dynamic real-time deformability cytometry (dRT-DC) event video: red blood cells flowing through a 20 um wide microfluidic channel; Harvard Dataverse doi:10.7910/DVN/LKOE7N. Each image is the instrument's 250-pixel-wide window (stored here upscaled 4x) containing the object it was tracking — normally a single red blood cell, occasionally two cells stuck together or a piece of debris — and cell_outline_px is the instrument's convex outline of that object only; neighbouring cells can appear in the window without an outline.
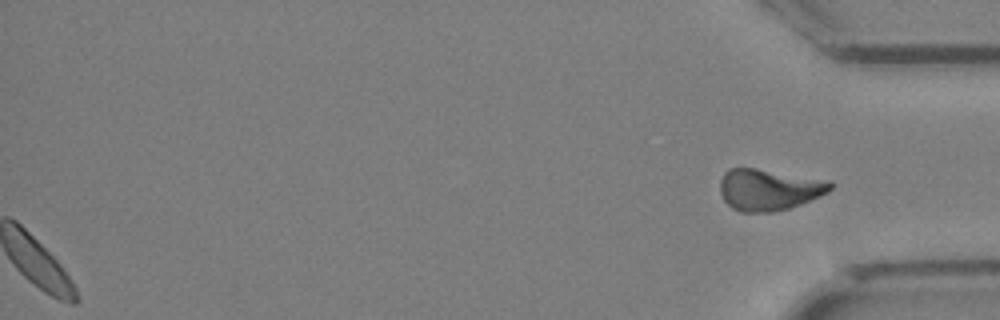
{"species": "Egyptian fruit bat (a non-hibernating species)", "species_latin": "Rousettus aegyptiacus", "temperature_condition": "cold", "stored_images_in_passage": 29, "segment_of_instrument_passage": [2, 2], "camera_frame_rate_fps": 3000, "um_per_image_px": 0.085, "animal": {"sex": "female"}, "frame": {"image": 1, "passage_image": 29, "time_ms": 9.333, "image_size_px": [1000, 320], "cell_outline_px": [[836, 184], [828, 192], [820, 196], [800, 204], [788, 208], [772, 212], [740, 212], [732, 208], [724, 200], [720, 192], [720, 180], [724, 172], [728, 168], [756, 168], [832, 180]], "centroid_in_image_um": [65.38, 16.1], "position_along_channel_um": 369.8, "area_um2": 26.93}}